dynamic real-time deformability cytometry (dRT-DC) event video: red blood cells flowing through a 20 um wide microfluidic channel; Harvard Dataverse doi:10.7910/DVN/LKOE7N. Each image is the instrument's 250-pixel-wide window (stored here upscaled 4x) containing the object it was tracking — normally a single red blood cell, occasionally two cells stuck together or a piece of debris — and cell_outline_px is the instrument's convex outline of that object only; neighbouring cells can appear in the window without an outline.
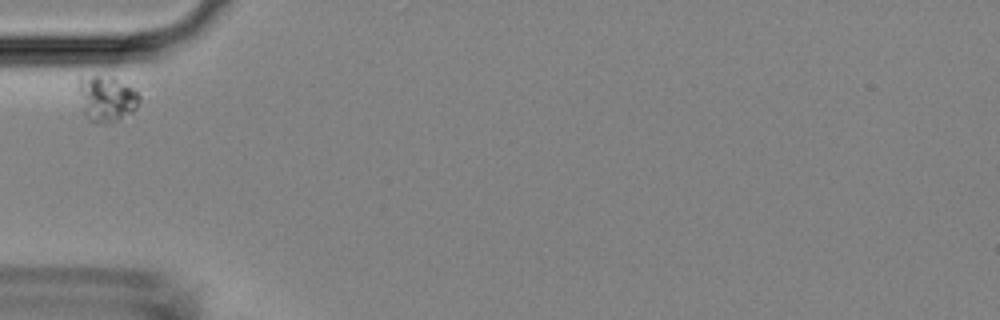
{"species": "Egyptian fruit bat (a non-hibernating species)", "species_latin": "Rousettus aegyptiacus", "temperature_condition": "room temperature", "stored_images_in_passage": 2, "camera_frame_rate_fps": 3000, "um_per_image_px": 0.085, "animal": {"sex": "female"}, "frame": {"image": 1, "passage_image": 1, "time_ms": 0.0, "image_size_px": [1000, 320], "cell_outline_px": [[140, 100], [136, 108], [132, 112], [120, 120], [108, 124], [100, 124], [88, 120], [84, 112], [76, 88], [76, 84], [80, 76], [112, 76], [132, 88], [140, 96]], "centroid_in_image_um": [9.01, 8.39], "position_along_channel_um": 76.0, "area_um2": 16.65}}